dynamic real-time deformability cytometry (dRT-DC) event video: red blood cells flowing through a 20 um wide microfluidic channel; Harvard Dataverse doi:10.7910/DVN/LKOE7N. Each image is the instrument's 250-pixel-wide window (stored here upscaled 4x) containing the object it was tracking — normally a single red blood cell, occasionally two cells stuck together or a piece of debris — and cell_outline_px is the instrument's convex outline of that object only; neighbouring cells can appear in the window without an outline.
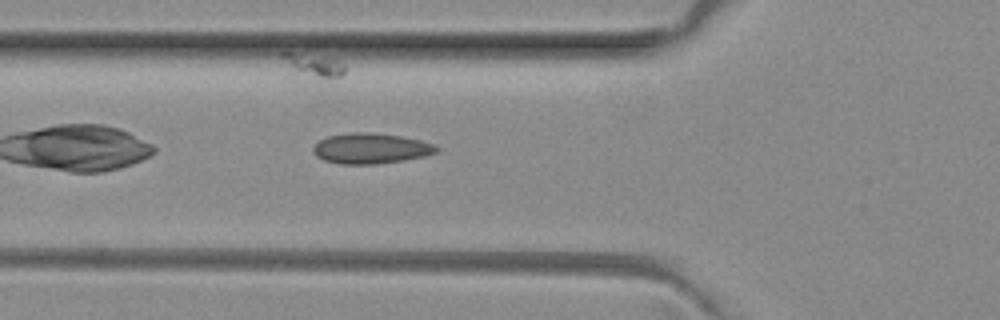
{"species": "common noctule bat (a hibernating species)", "species_latin": "Nyctalus noctula", "temperature_condition": "room temperature", "stored_images_in_passage": 6, "camera_frame_rate_fps": 3000, "um_per_image_px": 0.085, "animal": {"sex": "female", "body_mass_g": 29.2, "forearm_length_mm": 56.3}, "frame": {"image": 1, "passage_image": 5, "time_ms": 1.333, "image_size_px": [1000, 320], "cell_outline_px": [[440, 148], [436, 152], [424, 156], [404, 160], [376, 164], [340, 164], [324, 160], [316, 156], [312, 152], [312, 148], [320, 140], [328, 136], [352, 132], [372, 132], [400, 136], [420, 140], [436, 144]], "centroid_in_image_um": [31.52, 12.61], "position_along_channel_um": 94.3, "area_um2": 21.96}}